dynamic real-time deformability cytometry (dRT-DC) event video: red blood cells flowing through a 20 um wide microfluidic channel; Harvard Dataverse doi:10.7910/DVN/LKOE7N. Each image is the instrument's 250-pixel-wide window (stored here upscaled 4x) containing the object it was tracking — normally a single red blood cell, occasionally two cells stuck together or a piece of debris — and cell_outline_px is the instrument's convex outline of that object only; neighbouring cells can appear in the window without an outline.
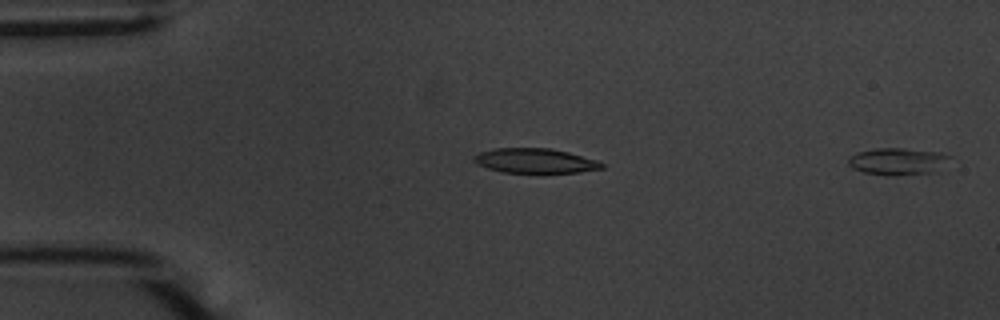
{"species": "common noctule bat (a hibernating species)", "species_latin": "Nyctalus noctula", "temperature_condition": "warm", "stored_images_in_passage": 55, "camera_frame_rate_fps": 3000, "um_per_image_px": 0.085, "animal": {"sex": "male", "body_mass_g": 20.1, "forearm_length_mm": 53.5}, "frame": {"image": 1, "passage_image": 1, "time_ms": 0.0, "image_size_px": [1000, 320], "cell_outline_px": [[952, 156], [940, 172], [896, 176], [884, 176], [864, 172], [852, 168], [848, 164], [848, 156], [856, 152], [876, 148], [904, 148], [940, 152]], "centroid_in_image_um": [76.34, 13.73], "position_along_channel_um": 8.7, "area_um2": 16.59}}
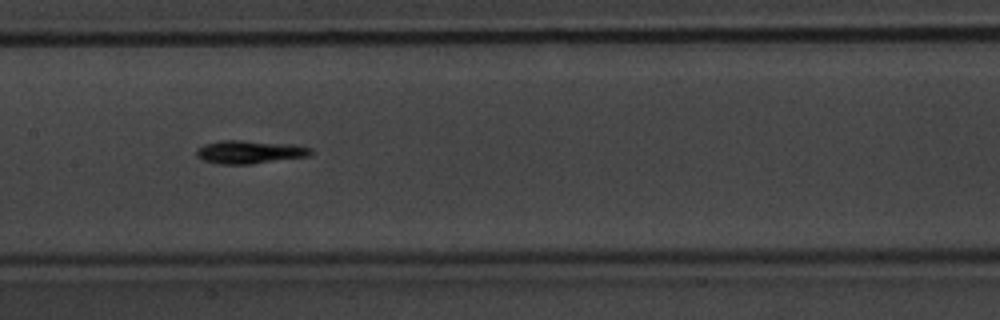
{"frame": {"image": 2, "passage_image": 27, "time_ms": 8.667, "image_size_px": [1000, 320], "cell_outline_px": [[312, 152], [308, 156], [252, 164], [216, 164], [204, 160], [196, 156], [196, 148], [204, 144], [220, 140], [244, 140], [296, 144], [312, 148]], "centroid_in_image_um": [21.2, 12.91], "position_along_channel_um": 186.2, "area_um2": 15.66}}
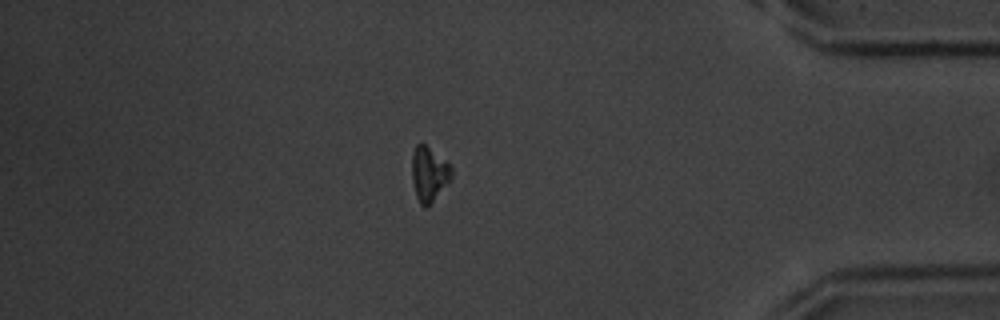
{"frame": {"image": 3, "passage_image": 47, "time_ms": 15.333, "image_size_px": [1000, 320], "cell_outline_px": [[452, 180], [428, 208], [424, 208], [420, 204], [416, 196], [412, 180], [412, 152], [416, 144], [424, 144], [448, 164], [452, 168]], "centroid_in_image_um": [36.47, 14.86], "position_along_channel_um": 398.7, "area_um2": 12.72}}